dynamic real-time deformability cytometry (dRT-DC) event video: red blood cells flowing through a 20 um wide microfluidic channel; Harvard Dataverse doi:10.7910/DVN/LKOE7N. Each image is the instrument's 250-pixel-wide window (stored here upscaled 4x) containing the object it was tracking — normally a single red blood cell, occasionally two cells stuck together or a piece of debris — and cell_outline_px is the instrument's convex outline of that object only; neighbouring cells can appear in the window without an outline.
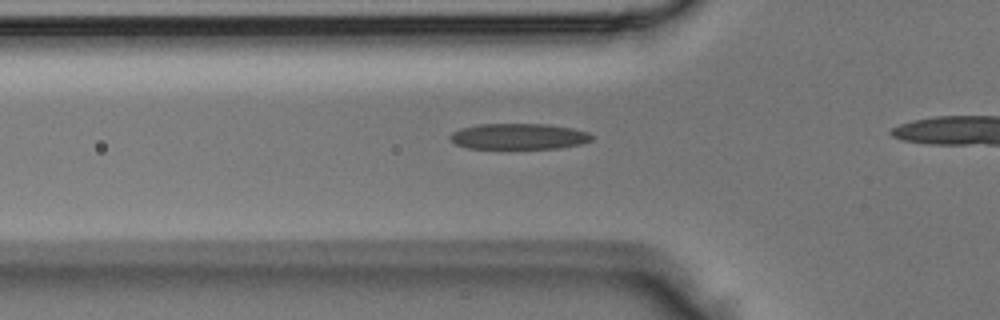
{"species": "Egyptian fruit bat (a non-hibernating species)", "species_latin": "Rousettus aegyptiacus", "temperature_condition": "room temperature", "stored_images_in_passage": 3, "camera_frame_rate_fps": 3000, "um_per_image_px": 0.085, "animal": {"sex": "male"}, "frame": {"image": 1, "passage_image": 2, "time_ms": 0.333, "image_size_px": [1000, 320], "cell_outline_px": [[592, 140], [580, 144], [560, 148], [468, 148], [456, 144], [448, 136], [452, 132], [460, 128], [480, 124], [548, 124], [572, 128], [588, 132], [592, 136]], "centroid_in_image_um": [44.09, 11.59], "position_along_channel_um": 81.7, "area_um2": 21.27}}